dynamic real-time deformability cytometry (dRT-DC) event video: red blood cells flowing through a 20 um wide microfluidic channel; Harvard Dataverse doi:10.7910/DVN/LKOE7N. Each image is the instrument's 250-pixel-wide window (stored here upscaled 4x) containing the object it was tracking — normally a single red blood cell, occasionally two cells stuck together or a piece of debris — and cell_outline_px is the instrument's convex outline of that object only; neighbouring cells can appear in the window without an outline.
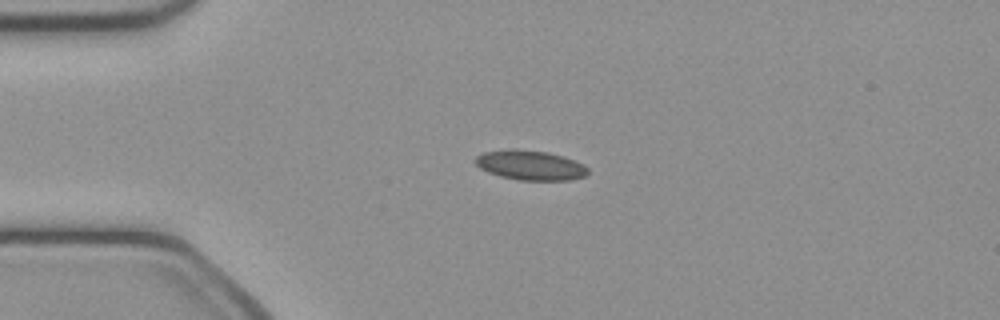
{"species": "common noctule bat (a hibernating species)", "species_latin": "Nyctalus noctula", "temperature_condition": "cold", "stored_images_in_passage": 39, "camera_frame_rate_fps": 3000, "um_per_image_px": 0.085, "animal": {"sex": "female", "body_mass_g": 21.9}, "frame": {"image": 1, "passage_image": 1, "time_ms": 0.0, "image_size_px": [1000, 320], "cell_outline_px": [[588, 176], [568, 180], [520, 180], [500, 176], [488, 172], [480, 168], [472, 160], [476, 156], [484, 152], [512, 148], [516, 148], [548, 152], [564, 156], [584, 164], [588, 168]], "centroid_in_image_um": [45.08, 14.03], "position_along_channel_um": 39.9, "area_um2": 19.77}}
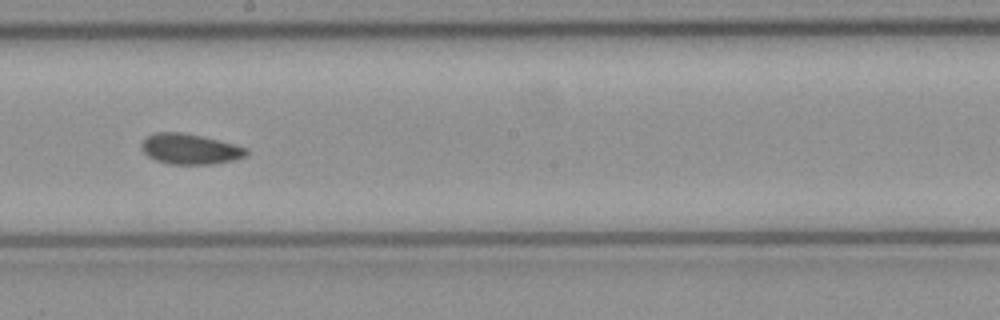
{"frame": {"image": 2, "passage_image": 17, "time_ms": 5.333, "image_size_px": [1000, 320], "cell_outline_px": [[248, 156], [216, 164], [168, 164], [156, 160], [148, 156], [140, 148], [140, 144], [148, 136], [156, 132], [180, 132], [200, 136], [248, 148]], "centroid_in_image_um": [16.14, 12.68], "position_along_channel_um": 232.1, "area_um2": 18.5}}
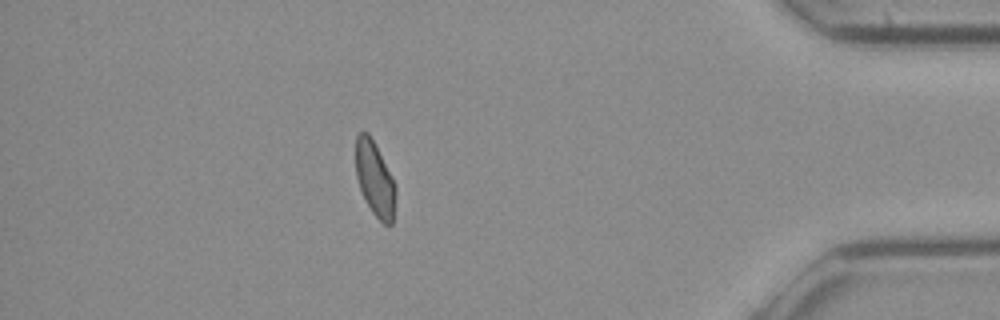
{"frame": {"image": 3, "passage_image": 33, "time_ms": 10.667, "image_size_px": [1000, 320], "cell_outline_px": [[396, 196], [392, 224], [384, 224], [372, 212], [360, 188], [356, 176], [356, 136], [360, 132], [368, 132], [392, 176], [396, 184]], "centroid_in_image_um": [31.87, 15.21], "position_along_channel_um": 403.3, "area_um2": 17.11}, "authors_computed_cell_mechanics": {"area_um2": 18.207, "velocity_mm_per_s": 4.0968, "shape_relaxation_time_tau1_ms": null, "shape_relaxation_time_tau2_ms": 3.6738, "deformation_change_tau1": null, "deformation_change_tau2": 0.0667}}